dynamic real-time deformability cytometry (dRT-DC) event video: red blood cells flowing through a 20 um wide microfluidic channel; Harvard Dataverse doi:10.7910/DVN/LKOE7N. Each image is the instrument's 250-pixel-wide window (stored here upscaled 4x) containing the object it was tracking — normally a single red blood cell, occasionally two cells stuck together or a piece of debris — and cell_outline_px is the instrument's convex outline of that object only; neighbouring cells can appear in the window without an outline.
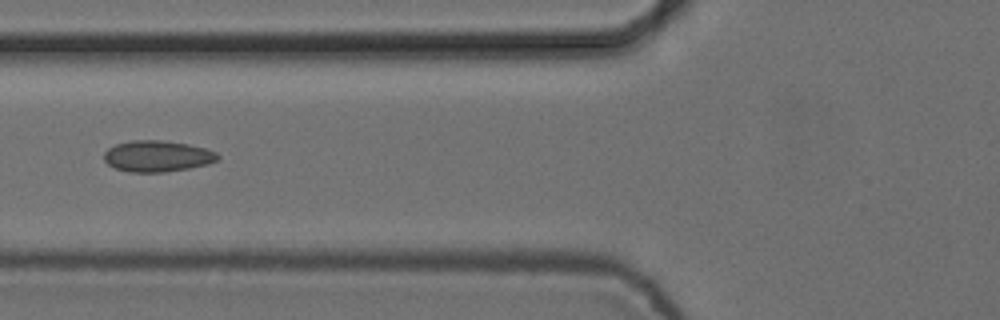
{"species": "common noctule bat (a hibernating species)", "species_latin": "Nyctalus noctula", "temperature_condition": "cold", "stored_images_in_passage": 8, "camera_frame_rate_fps": 3000, "um_per_image_px": 0.085, "animal": {"sex": "female", "body_mass_g": 24.6, "forearm_length_mm": 56.2}, "frame": {"image": 1, "passage_image": 6, "time_ms": 1.667, "image_size_px": [1000, 320], "cell_outline_px": [[220, 156], [216, 160], [208, 164], [188, 168], [164, 172], [128, 172], [116, 168], [108, 164], [104, 160], [104, 152], [108, 148], [116, 144], [132, 140], [160, 140], [188, 144], [204, 148], [216, 152]], "centroid_in_image_um": [13.35, 13.27], "position_along_channel_um": 112.4, "area_um2": 20.58}}
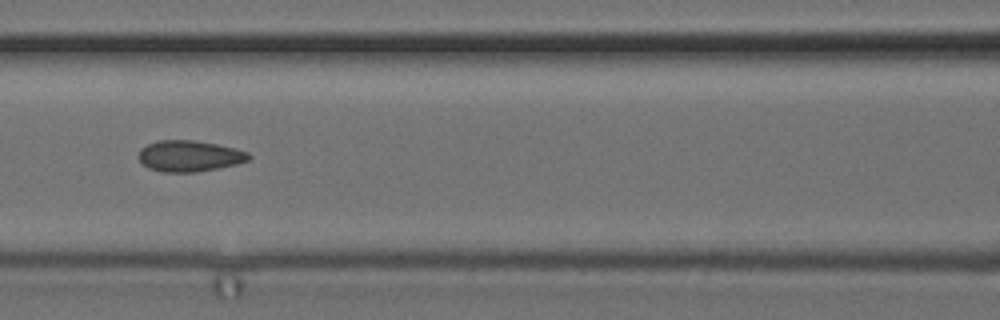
{"frame": {"image": 2, "passage_image": 7, "time_ms": 2.0, "image_size_px": [1000, 320], "cell_outline_px": [[252, 156], [248, 160], [236, 164], [196, 172], [164, 172], [148, 168], [136, 156], [140, 148], [156, 140], [192, 140], [216, 144], [236, 148], [248, 152]], "centroid_in_image_um": [16.07, 13.25], "position_along_channel_um": 150.5, "area_um2": 20.0}}
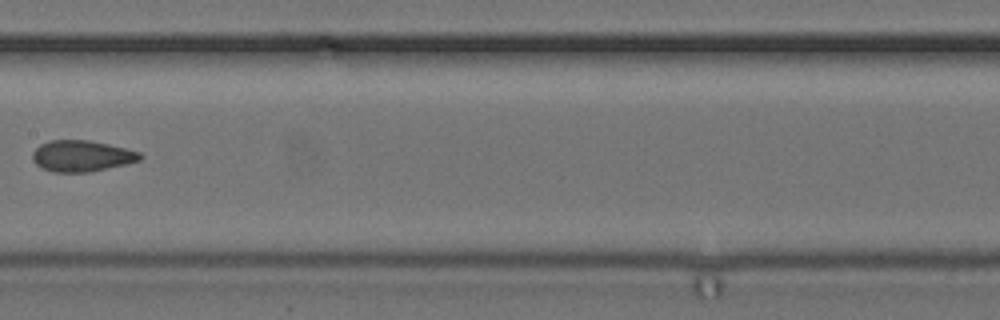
{"frame": {"image": 3, "passage_image": 8, "time_ms": 2.333, "image_size_px": [1000, 320], "cell_outline_px": [[144, 156], [140, 160], [124, 164], [88, 172], [52, 172], [40, 168], [32, 160], [32, 152], [40, 144], [48, 140], [88, 140], [108, 144], [140, 152]], "centroid_in_image_um": [6.9, 13.25], "position_along_channel_um": 200.5, "area_um2": 19.54}}